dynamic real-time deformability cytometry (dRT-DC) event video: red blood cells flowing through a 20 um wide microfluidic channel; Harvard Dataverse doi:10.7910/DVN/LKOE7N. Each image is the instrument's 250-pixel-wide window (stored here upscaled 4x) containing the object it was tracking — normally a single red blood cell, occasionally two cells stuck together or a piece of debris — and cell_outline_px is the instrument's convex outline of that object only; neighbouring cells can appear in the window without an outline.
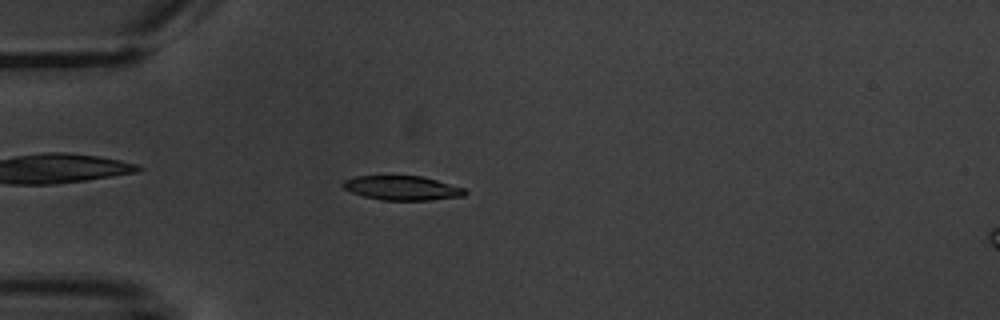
{"species": "common noctule bat (a hibernating species)", "species_latin": "Nyctalus noctula", "temperature_condition": "warm", "stored_images_in_passage": 6, "camera_frame_rate_fps": 3000, "um_per_image_px": 0.085, "animal": {"sex": "male", "body_mass_g": 20.1, "forearm_length_mm": 53.5}, "frame": {"image": 1, "passage_image": 6, "time_ms": 6.333, "image_size_px": [1000, 320], "cell_outline_px": [[468, 192], [464, 196], [428, 200], [380, 200], [364, 196], [352, 192], [344, 188], [340, 184], [344, 180], [356, 176], [420, 176], [436, 180], [464, 188]], "centroid_in_image_um": [34.17, 15.98], "position_along_channel_um": 50.8, "area_um2": 17.17}}